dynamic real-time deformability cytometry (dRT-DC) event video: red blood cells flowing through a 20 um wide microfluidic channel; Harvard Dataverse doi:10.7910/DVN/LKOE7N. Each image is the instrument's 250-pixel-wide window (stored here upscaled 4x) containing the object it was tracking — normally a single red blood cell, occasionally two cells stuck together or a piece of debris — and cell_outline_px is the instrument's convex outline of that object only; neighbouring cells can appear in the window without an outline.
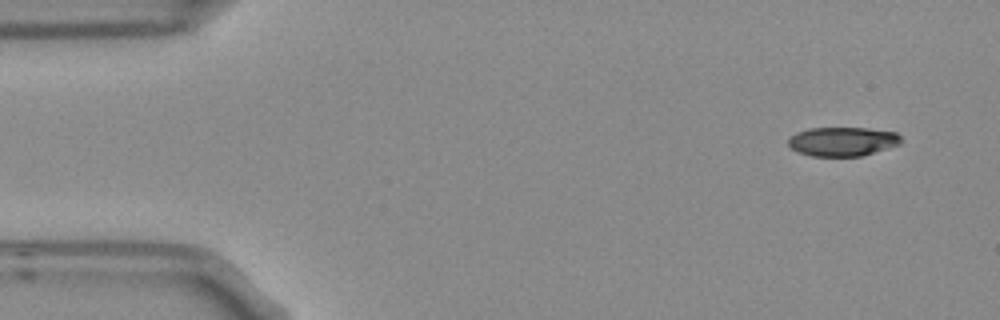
{"species": "Egyptian fruit bat (a non-hibernating species)", "species_latin": "Rousettus aegyptiacus", "temperature_condition": "room temperature", "stored_images_in_passage": 5, "camera_frame_rate_fps": 3000, "um_per_image_px": 0.085, "frame": {"image": 1, "passage_image": 1, "time_ms": 0.0, "image_size_px": [1000, 320], "cell_outline_px": [[900, 144], [860, 156], [812, 156], [800, 152], [792, 148], [788, 144], [788, 140], [796, 132], [808, 128], [868, 128], [896, 132], [900, 136]], "centroid_in_image_um": [71.61, 12.02], "position_along_channel_um": 13.4, "area_um2": 18.9}}